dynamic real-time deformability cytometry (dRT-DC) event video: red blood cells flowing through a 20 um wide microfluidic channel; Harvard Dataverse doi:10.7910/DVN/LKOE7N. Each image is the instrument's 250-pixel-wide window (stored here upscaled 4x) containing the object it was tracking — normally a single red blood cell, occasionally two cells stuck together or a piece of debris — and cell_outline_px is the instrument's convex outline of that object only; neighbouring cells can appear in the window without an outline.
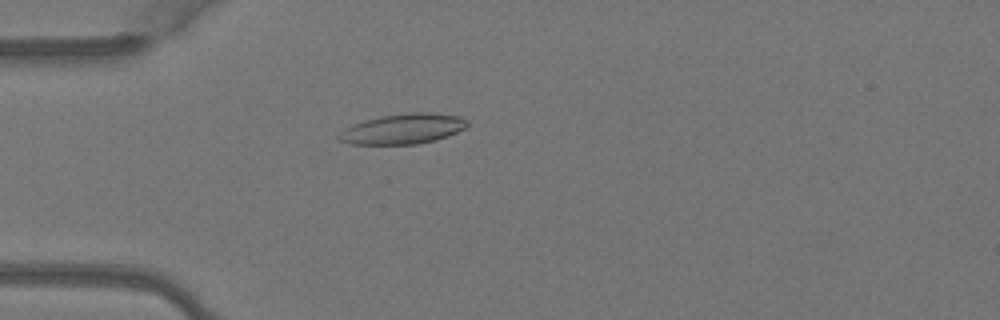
{"species": "Egyptian fruit bat (a non-hibernating species)", "species_latin": "Rousettus aegyptiacus", "temperature_condition": "warm", "stored_images_in_passage": 4, "camera_frame_rate_fps": 3000, "um_per_image_px": 0.085, "animal": {"sex": "female"}, "frame": {"image": 1, "passage_image": 4, "time_ms": 1.0, "image_size_px": [1000, 320], "cell_outline_px": [[468, 124], [464, 128], [448, 136], [436, 140], [416, 144], [352, 144], [340, 140], [336, 136], [344, 128], [352, 124], [364, 120], [384, 116], [412, 112], [428, 112], [460, 116], [468, 120]], "centroid_in_image_um": [34.25, 10.95], "position_along_channel_um": 50.7, "area_um2": 22.54}}